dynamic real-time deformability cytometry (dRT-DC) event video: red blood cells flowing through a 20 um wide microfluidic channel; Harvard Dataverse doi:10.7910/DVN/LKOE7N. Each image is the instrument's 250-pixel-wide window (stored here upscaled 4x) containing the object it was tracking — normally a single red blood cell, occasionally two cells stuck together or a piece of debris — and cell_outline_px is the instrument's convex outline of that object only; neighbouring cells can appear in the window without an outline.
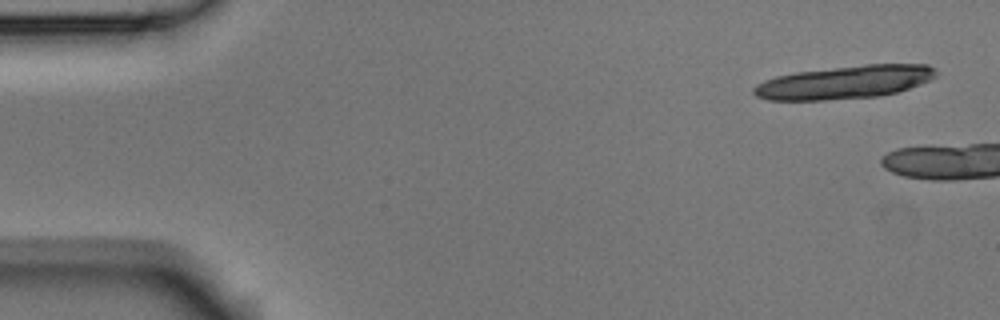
{"species": "Egyptian fruit bat (a non-hibernating species)", "species_latin": "Rousettus aegyptiacus", "temperature_condition": "room temperature", "stored_images_in_passage": 3, "camera_frame_rate_fps": 3000, "um_per_image_px": 0.085, "animal": {"sex": "male"}, "frame": {"image": 1, "passage_image": 1, "time_ms": 0.0, "image_size_px": [1000, 320], "cell_outline_px": [[940, 72], [936, 76], [920, 84], [896, 92], [880, 96], [824, 100], [768, 100], [756, 96], [752, 92], [752, 88], [756, 84], [764, 80], [776, 76], [796, 72], [864, 64], [928, 64], [936, 68]], "centroid_in_image_um": [71.8, 6.98], "position_along_channel_um": 13.2, "area_um2": 35.32}}